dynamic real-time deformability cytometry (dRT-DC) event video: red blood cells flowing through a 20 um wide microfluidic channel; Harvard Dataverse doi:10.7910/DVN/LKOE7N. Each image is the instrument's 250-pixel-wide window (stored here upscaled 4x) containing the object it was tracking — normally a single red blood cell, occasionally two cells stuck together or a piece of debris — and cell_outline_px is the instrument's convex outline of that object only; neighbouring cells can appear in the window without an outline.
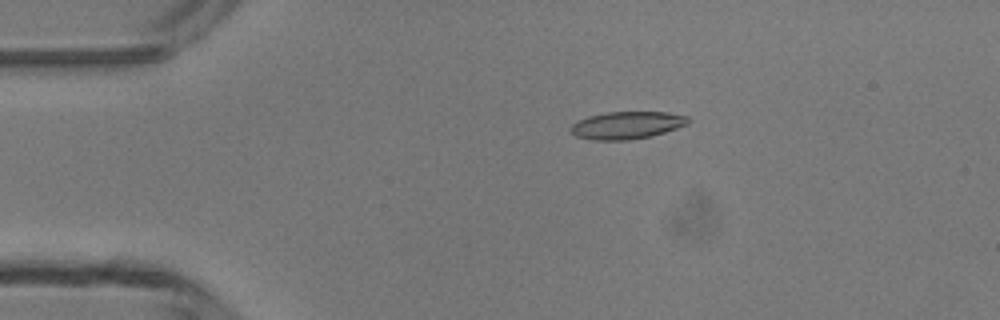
{"species": "common noctule bat (a hibernating species)", "species_latin": "Nyctalus noctula", "temperature_condition": "room temperature", "stored_images_in_passage": 4, "camera_frame_rate_fps": 3000, "um_per_image_px": 0.085, "animal": {"sex": "male", "body_mass_g": 13.3}, "frame": {"image": 1, "passage_image": 3, "time_ms": 2.333, "image_size_px": [1000, 320], "cell_outline_px": [[688, 124], [652, 136], [628, 140], [592, 140], [576, 136], [572, 132], [572, 124], [576, 120], [588, 116], [608, 112], [668, 112], [688, 116]], "centroid_in_image_um": [53.28, 10.64], "position_along_channel_um": 31.7, "area_um2": 18.73}}